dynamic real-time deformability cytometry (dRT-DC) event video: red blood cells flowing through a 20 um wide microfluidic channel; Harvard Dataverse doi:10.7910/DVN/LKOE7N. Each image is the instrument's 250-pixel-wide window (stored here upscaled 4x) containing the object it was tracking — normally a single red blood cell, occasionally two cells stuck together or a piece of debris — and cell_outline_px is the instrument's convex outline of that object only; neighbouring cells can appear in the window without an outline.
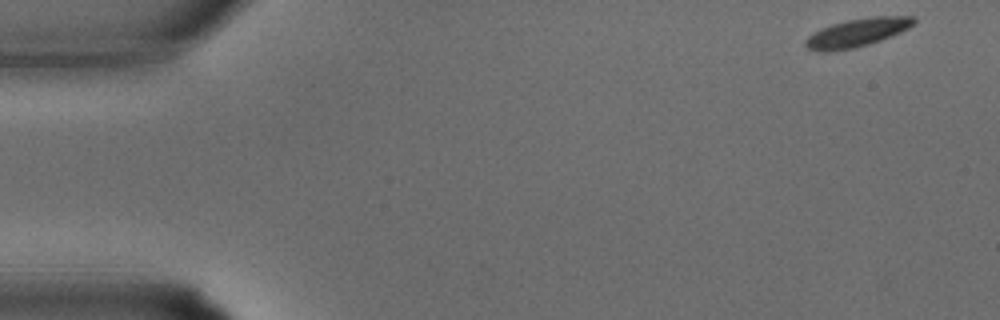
{"species": "common noctule bat (a hibernating species)", "species_latin": "Nyctalus noctula", "temperature_condition": "warm", "stored_images_in_passage": 10, "camera_frame_rate_fps": 3000, "um_per_image_px": 0.085, "animal": {"sex": "male", "body_mass_g": 15.6}, "frame": {"image": 1, "passage_image": 1, "time_ms": 0.0, "image_size_px": [1000, 320], "cell_outline_px": [[916, 20], [908, 28], [900, 32], [880, 40], [868, 44], [852, 48], [828, 52], [816, 52], [808, 48], [804, 44], [804, 40], [808, 36], [820, 28], [832, 24], [848, 20], [872, 16], [916, 16]], "centroid_in_image_um": [72.81, 2.77], "position_along_channel_um": 12.2, "area_um2": 17.8}}
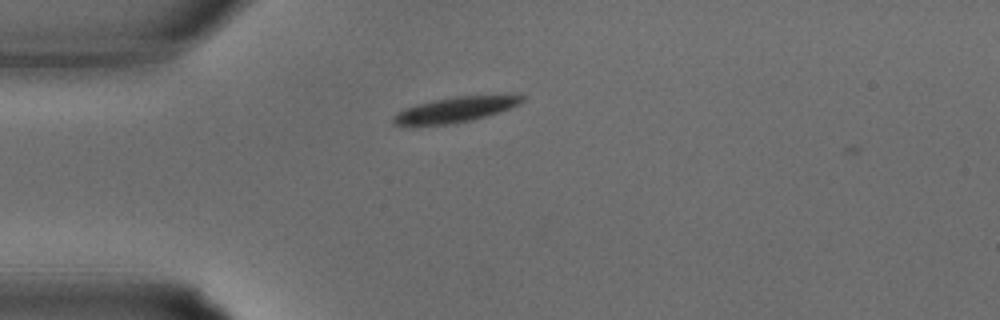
{"frame": {"image": 2, "passage_image": 8, "time_ms": 2.333, "image_size_px": [1000, 320], "cell_outline_px": [[524, 100], [520, 104], [500, 112], [472, 120], [452, 124], [416, 128], [400, 128], [392, 124], [392, 116], [396, 112], [404, 108], [416, 104], [456, 96], [524, 96]], "centroid_in_image_um": [38.48, 9.4], "position_along_channel_um": 46.5, "area_um2": 19.59}}